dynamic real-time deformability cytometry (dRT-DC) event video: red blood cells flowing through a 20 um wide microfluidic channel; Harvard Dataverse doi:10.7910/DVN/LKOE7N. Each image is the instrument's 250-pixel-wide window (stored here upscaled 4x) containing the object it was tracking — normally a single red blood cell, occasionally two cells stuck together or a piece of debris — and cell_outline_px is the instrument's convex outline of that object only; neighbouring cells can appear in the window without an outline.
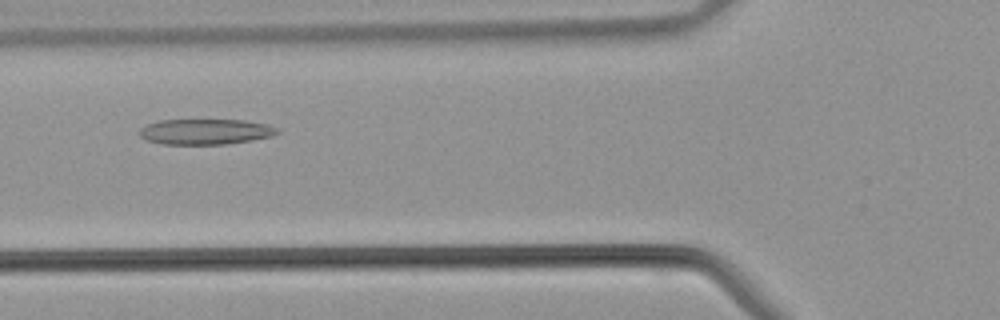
{"species": "common noctule bat (a hibernating species)", "species_latin": "Nyctalus noctula", "temperature_condition": "warm", "stored_images_in_passage": 35, "camera_frame_rate_fps": 3000, "um_per_image_px": 0.085, "animal": {"sex": "male", "body_mass_g": 21.5, "forearm_length_mm": 52.0}, "frame": {"image": 1, "passage_image": 9, "time_ms": 2.667, "image_size_px": [1000, 320], "cell_outline_px": [[280, 132], [272, 136], [252, 140], [224, 144], [164, 144], [144, 140], [140, 136], [140, 128], [148, 124], [160, 120], [244, 120], [268, 124], [276, 128]], "centroid_in_image_um": [17.46, 11.19], "position_along_channel_um": 108.3, "area_um2": 20.46}}
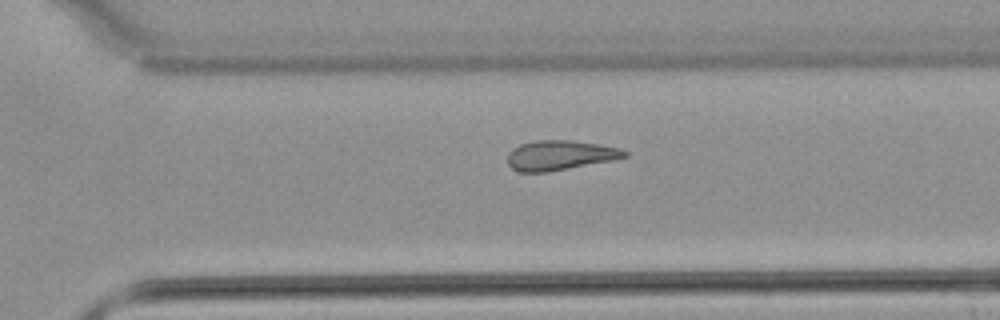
{"frame": {"image": 2, "passage_image": 22, "time_ms": 7.0, "image_size_px": [1000, 320], "cell_outline_px": [[628, 156], [612, 160], [548, 172], [516, 172], [508, 164], [508, 152], [512, 148], [520, 144], [536, 140], [572, 140], [620, 148], [628, 152]], "centroid_in_image_um": [47.56, 13.2], "position_along_channel_um": 323.0, "area_um2": 20.29}}
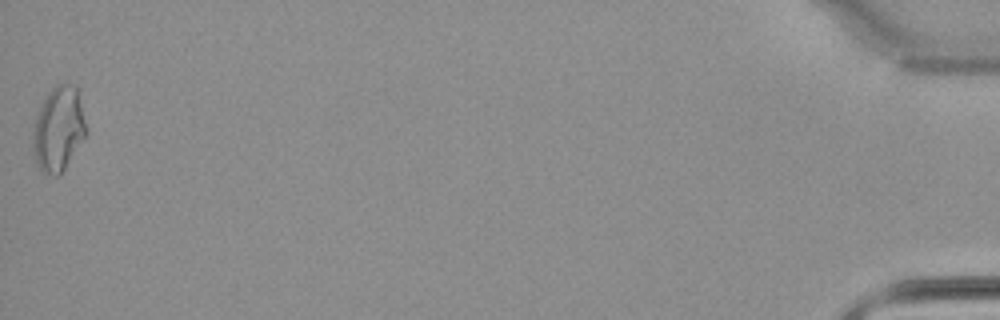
{"frame": {"image": 3, "passage_image": 35, "time_ms": 11.333, "image_size_px": [1000, 320], "cell_outline_px": [[84, 136], [60, 176], [56, 176], [44, 172], [40, 168], [36, 160], [32, 144], [32, 132], [36, 116], [48, 92], [56, 84], [76, 84], [84, 124]], "centroid_in_image_um": [4.92, 10.96], "position_along_channel_um": 430.3, "area_um2": 25.43}}